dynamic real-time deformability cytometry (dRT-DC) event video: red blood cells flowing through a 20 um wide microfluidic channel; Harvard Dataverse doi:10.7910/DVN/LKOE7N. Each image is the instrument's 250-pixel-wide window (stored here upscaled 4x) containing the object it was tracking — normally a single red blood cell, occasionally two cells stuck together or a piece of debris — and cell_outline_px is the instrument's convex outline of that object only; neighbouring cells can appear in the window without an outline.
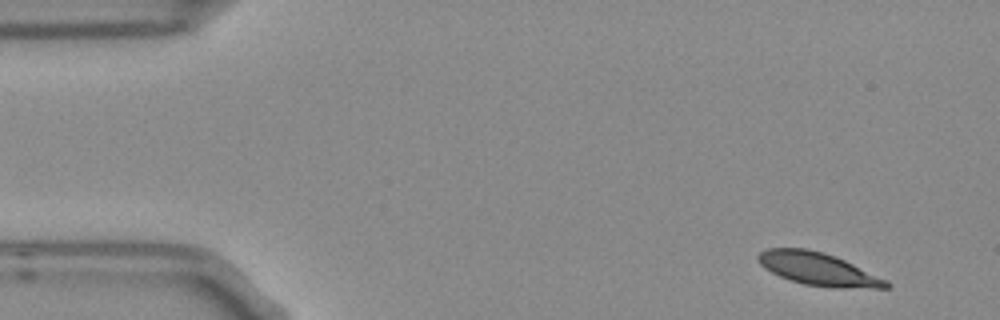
{"species": "Egyptian fruit bat (a non-hibernating species)", "species_latin": "Rousettus aegyptiacus", "temperature_condition": "room temperature", "stored_images_in_passage": 5, "segment_of_instrument_passage": [1, 2], "camera_frame_rate_fps": 3000, "um_per_image_px": 0.085, "frame": {"image": 1, "passage_image": 1, "time_ms": 0.0, "image_size_px": [1000, 320], "cell_outline_px": [[892, 284], [888, 288], [832, 288], [804, 284], [788, 280], [764, 268], [760, 264], [756, 256], [760, 252], [768, 248], [808, 248], [844, 260]], "centroid_in_image_um": [69.48, 22.88], "position_along_channel_um": 15.5, "area_um2": 24.1}}
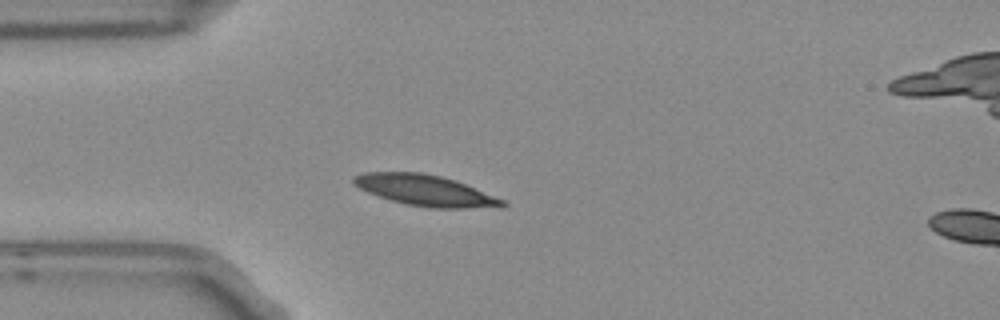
{"frame": {"image": 2, "passage_image": 4, "time_ms": 1.0, "image_size_px": [1000, 320], "cell_outline_px": [[508, 204], [504, 208], [428, 208], [408, 204], [392, 200], [368, 192], [352, 184], [352, 176], [364, 172], [420, 172], [440, 176], [464, 184], [504, 200]], "centroid_in_image_um": [36.16, 16.19], "position_along_channel_um": 48.8, "area_um2": 26.65}}